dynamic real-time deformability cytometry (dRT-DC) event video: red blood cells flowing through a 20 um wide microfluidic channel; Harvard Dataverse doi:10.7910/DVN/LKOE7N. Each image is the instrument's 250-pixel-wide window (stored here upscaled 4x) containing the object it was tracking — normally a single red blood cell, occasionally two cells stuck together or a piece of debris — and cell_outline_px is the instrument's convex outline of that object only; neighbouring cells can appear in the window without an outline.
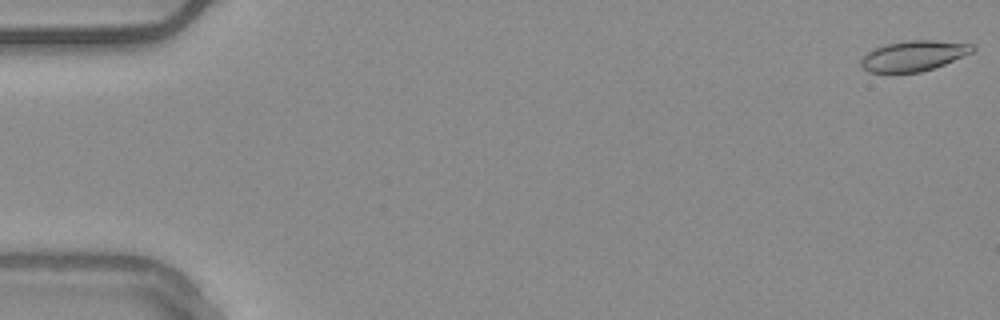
{"species": "common noctule bat (a hibernating species)", "species_latin": "Nyctalus noctula", "temperature_condition": "warm", "stored_images_in_passage": 55, "camera_frame_rate_fps": 3000, "um_per_image_px": 0.085, "animal": {"sex": "male", "body_mass_g": 20.4}, "frame": {"image": 1, "passage_image": 1, "time_ms": 0.0, "image_size_px": [1000, 320], "cell_outline_px": [[976, 48], [972, 52], [944, 64], [920, 72], [868, 72], [860, 64], [860, 60], [868, 52], [884, 44], [908, 40], [932, 40], [972, 44]], "centroid_in_image_um": [77.65, 4.73], "position_along_channel_um": 7.4, "area_um2": 19.48}}
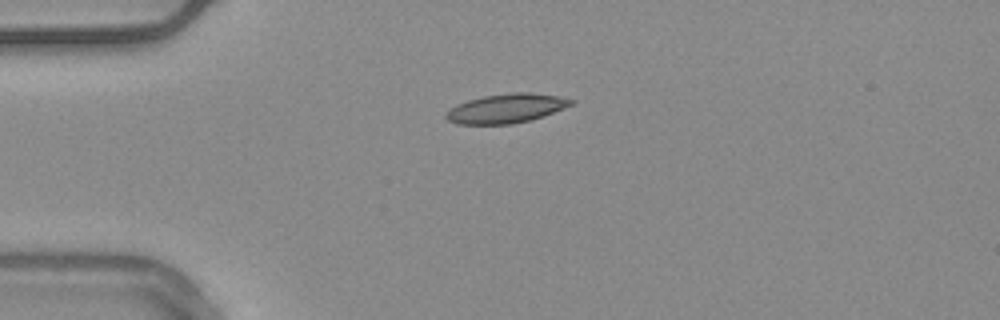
{"frame": {"image": 2, "passage_image": 14, "time_ms": 4.333, "image_size_px": [1000, 320], "cell_outline_px": [[576, 100], [572, 104], [564, 108], [544, 116], [532, 120], [512, 124], [456, 124], [448, 120], [444, 116], [456, 104], [468, 100], [484, 96], [516, 92], [532, 92], [560, 96]], "centroid_in_image_um": [43.07, 9.21], "position_along_channel_um": 41.9, "area_um2": 21.33}}
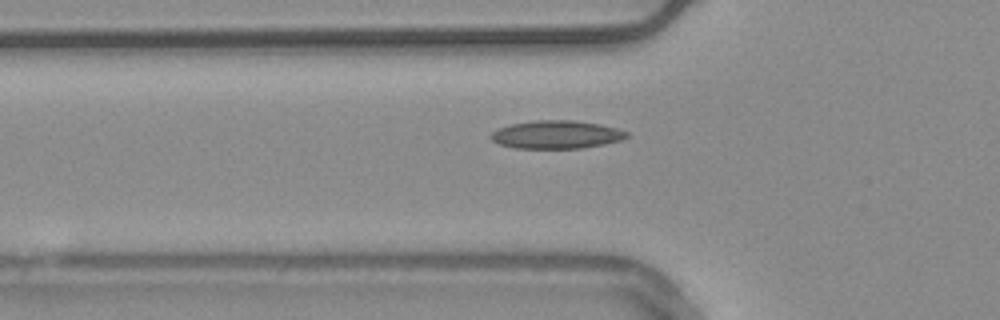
{"frame": {"image": 3, "passage_image": 19, "time_ms": 6.0, "image_size_px": [1000, 320], "cell_outline_px": [[628, 136], [620, 140], [604, 144], [584, 148], [516, 148], [500, 144], [492, 140], [488, 136], [492, 132], [500, 128], [512, 124], [536, 120], [572, 120], [600, 124], [616, 128], [628, 132]], "centroid_in_image_um": [47.3, 11.44], "position_along_channel_um": 78.5, "area_um2": 22.08}, "authors_computed_cell_mechanics": {"area_um2": 20.1722, "velocity_mm_per_s": 3.7691, "shape_relaxation_time_tau1_ms": 5.568, "shape_relaxation_time_tau2_ms": 3.3659, "deformation_change_tau1": 0.1409, "deformation_change_tau2": 0.0949}}